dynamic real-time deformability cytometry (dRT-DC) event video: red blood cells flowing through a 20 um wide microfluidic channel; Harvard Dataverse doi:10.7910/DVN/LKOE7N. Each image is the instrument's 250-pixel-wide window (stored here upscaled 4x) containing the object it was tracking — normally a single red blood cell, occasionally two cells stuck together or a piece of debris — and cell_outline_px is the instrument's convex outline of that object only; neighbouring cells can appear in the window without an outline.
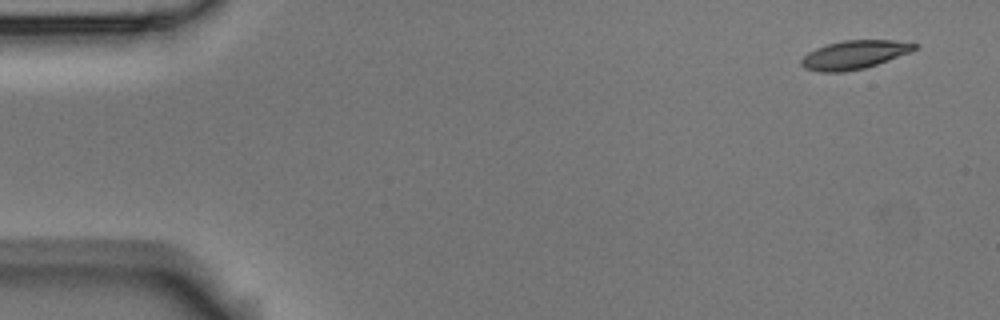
{"species": "Egyptian fruit bat (a non-hibernating species)", "species_latin": "Rousettus aegyptiacus", "temperature_condition": "room temperature", "stored_images_in_passage": 5, "camera_frame_rate_fps": 3000, "um_per_image_px": 0.085, "animal": {"sex": "male"}, "frame": {"image": 1, "passage_image": 1, "time_ms": 0.0, "image_size_px": [1000, 320], "cell_outline_px": [[920, 44], [912, 52], [864, 68], [844, 72], [820, 72], [804, 68], [800, 64], [800, 60], [808, 52], [816, 48], [828, 44], [844, 40], [896, 40]], "centroid_in_image_um": [72.62, 4.65], "position_along_channel_um": 12.4, "area_um2": 18.9}}
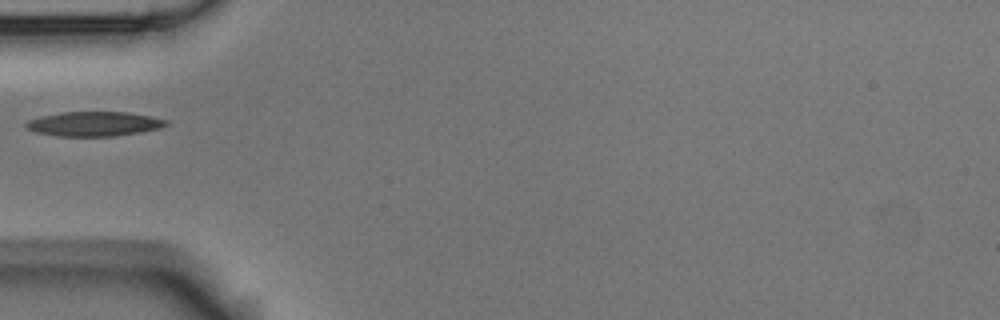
{"frame": {"image": 2, "passage_image": 4, "time_ms": 1.0, "image_size_px": [1000, 320], "cell_outline_px": [[168, 124], [160, 128], [140, 132], [112, 136], [56, 136], [36, 132], [28, 128], [24, 124], [28, 120], [40, 116], [60, 112], [128, 112], [168, 120]], "centroid_in_image_um": [7.97, 10.52], "position_along_channel_um": 77.0, "area_um2": 19.94}}
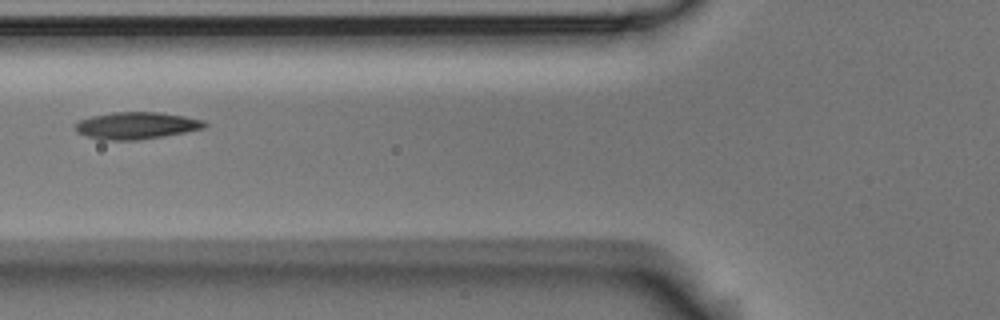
{"frame": {"image": 3, "passage_image": 5, "time_ms": 1.333, "image_size_px": [1000, 320], "cell_outline_px": [[208, 124], [204, 128], [164, 136], [140, 140], [100, 140], [76, 132], [76, 124], [80, 120], [92, 116], [112, 112], [160, 112], [184, 116], [204, 120]], "centroid_in_image_um": [11.61, 10.67], "position_along_channel_um": 114.2, "area_um2": 20.35}}